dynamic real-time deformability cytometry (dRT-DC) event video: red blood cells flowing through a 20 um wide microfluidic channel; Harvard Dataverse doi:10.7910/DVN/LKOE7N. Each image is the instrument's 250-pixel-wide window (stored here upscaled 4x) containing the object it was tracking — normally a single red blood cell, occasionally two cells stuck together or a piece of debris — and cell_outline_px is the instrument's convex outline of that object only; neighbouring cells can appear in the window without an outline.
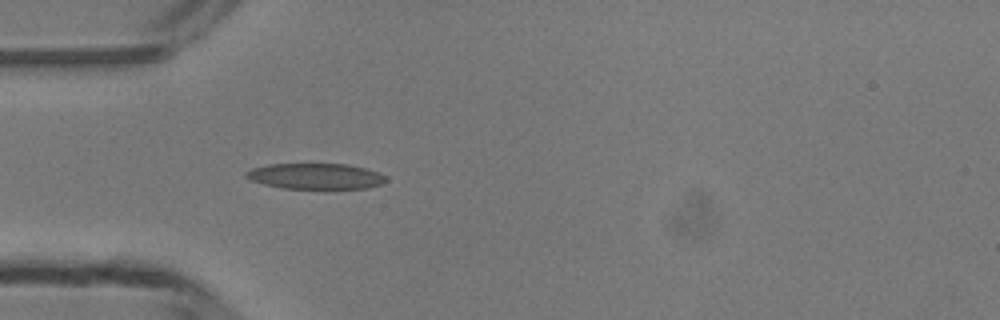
{"species": "common noctule bat (a hibernating species)", "species_latin": "Nyctalus noctula", "temperature_condition": "room temperature", "stored_images_in_passage": 14, "camera_frame_rate_fps": 3000, "um_per_image_px": 0.085, "animal": {"sex": "male", "body_mass_g": 13.3}, "frame": {"image": 1, "passage_image": 1, "time_ms": 0.0, "image_size_px": [1000, 320], "cell_outline_px": [[388, 180], [384, 184], [368, 188], [324, 192], [284, 188], [264, 184], [252, 180], [244, 176], [244, 172], [252, 168], [268, 164], [348, 164], [364, 168], [388, 176]], "centroid_in_image_um": [26.9, 15.03], "position_along_channel_um": 58.1, "area_um2": 22.2}}
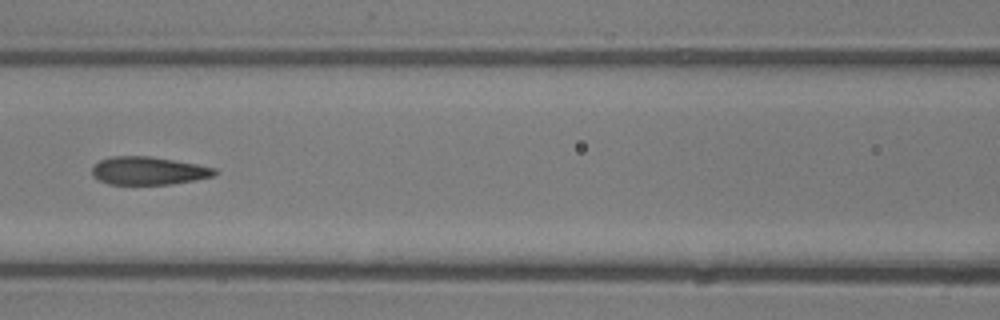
{"frame": {"image": 2, "passage_image": 8, "time_ms": 2.333, "image_size_px": [1000, 320], "cell_outline_px": [[216, 176], [196, 180], [172, 184], [108, 184], [92, 176], [92, 168], [100, 160], [112, 156], [148, 156], [196, 164], [216, 168]], "centroid_in_image_um": [12.63, 14.52], "position_along_channel_um": 154.0, "area_um2": 19.94}}
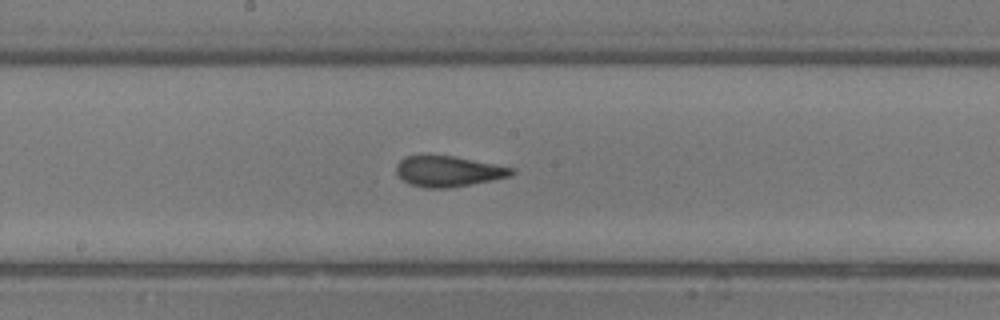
{"frame": {"image": 3, "passage_image": 12, "time_ms": 3.667, "image_size_px": [1000, 320], "cell_outline_px": [[516, 172], [512, 176], [492, 180], [448, 188], [424, 188], [408, 184], [396, 172], [396, 164], [404, 156], [452, 156], [516, 168]], "centroid_in_image_um": [38.12, 14.57], "position_along_channel_um": 210.1, "area_um2": 20.52}}